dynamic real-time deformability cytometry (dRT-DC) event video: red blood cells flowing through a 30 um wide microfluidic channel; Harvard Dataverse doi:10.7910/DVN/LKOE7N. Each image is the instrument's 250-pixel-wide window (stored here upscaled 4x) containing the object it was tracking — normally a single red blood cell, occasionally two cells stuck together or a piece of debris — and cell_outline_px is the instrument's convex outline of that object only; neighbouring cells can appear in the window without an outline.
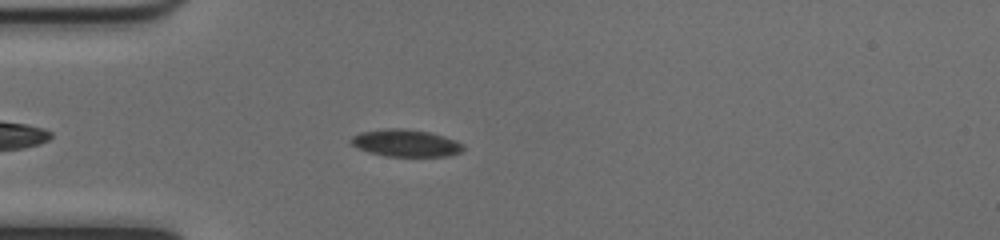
{"species": "common noctule bat (a hibernating species)", "species_latin": "Nyctalus noctula", "temperature_condition": "cold", "stored_images_in_passage": 43, "camera_frame_rate_fps": 3000, "um_per_image_px": 0.085, "animal": {"sex": "female", "body_mass_g": 17.0, "forearm_length_mm": 48.0}, "frame": {"image": 1, "passage_image": 6, "time_ms": 1.667, "image_size_px": [1000, 240], "cell_outline_px": [[464, 148], [460, 152], [448, 156], [388, 156], [368, 152], [352, 144], [348, 140], [352, 136], [360, 132], [384, 128], [400, 128], [428, 132], [444, 136], [456, 140], [464, 144]], "centroid_in_image_um": [34.49, 12.15], "position_along_channel_um": 50.5, "area_um2": 17.74}}
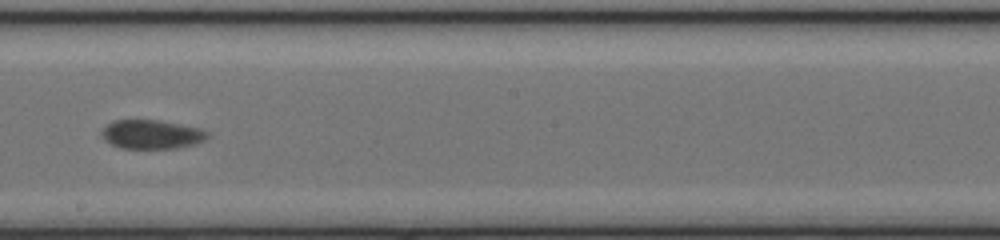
{"frame": {"image": 2, "passage_image": 21, "time_ms": 6.667, "image_size_px": [1000, 240], "cell_outline_px": [[208, 136], [204, 140], [196, 144], [176, 148], [120, 148], [104, 140], [100, 132], [112, 120], [160, 120], [200, 128], [208, 132]], "centroid_in_image_um": [12.88, 11.42], "position_along_channel_um": 235.3, "area_um2": 17.86}}
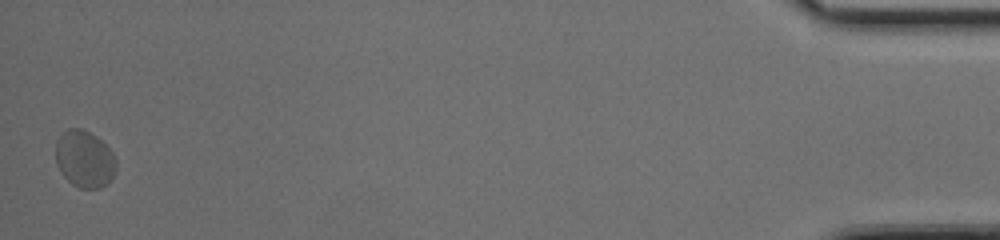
{"frame": {"image": 3, "passage_image": 43, "time_ms": 14.0, "image_size_px": [1000, 240], "cell_outline_px": [[116, 168], [112, 176], [100, 188], [80, 188], [72, 184], [64, 176], [56, 164], [56, 140], [68, 128], [80, 128], [96, 136], [112, 152], [116, 160]], "centroid_in_image_um": [7.16, 13.51], "position_along_channel_um": 428.0, "area_um2": 19.77}, "authors_computed_cell_mechanics": {"area_um2": 18.496, "velocity_mm_per_s": 3.937, "shape_relaxation_time_tau1_ms": null, "shape_relaxation_time_tau2_ms": 1.2565, "deformation_change_tau1": null, "deformation_change_tau2": 0.0435}}